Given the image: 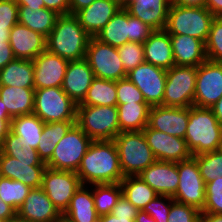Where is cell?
Listing matches in <instances>:
<instances>
[{"instance_id":"8fae6325","label":"cell","mask_w":222,"mask_h":222,"mask_svg":"<svg viewBox=\"0 0 222 222\" xmlns=\"http://www.w3.org/2000/svg\"><path fill=\"white\" fill-rule=\"evenodd\" d=\"M178 189L172 197L175 201L193 206L201 211L205 204V188L194 156L178 162Z\"/></svg>"},{"instance_id":"6125c7cd","label":"cell","mask_w":222,"mask_h":222,"mask_svg":"<svg viewBox=\"0 0 222 222\" xmlns=\"http://www.w3.org/2000/svg\"><path fill=\"white\" fill-rule=\"evenodd\" d=\"M211 110L222 125V97L212 106Z\"/></svg>"},{"instance_id":"ffe728a7","label":"cell","mask_w":222,"mask_h":222,"mask_svg":"<svg viewBox=\"0 0 222 222\" xmlns=\"http://www.w3.org/2000/svg\"><path fill=\"white\" fill-rule=\"evenodd\" d=\"M94 78L86 59L69 61L61 88L76 104H80L86 97Z\"/></svg>"},{"instance_id":"f907efd6","label":"cell","mask_w":222,"mask_h":222,"mask_svg":"<svg viewBox=\"0 0 222 222\" xmlns=\"http://www.w3.org/2000/svg\"><path fill=\"white\" fill-rule=\"evenodd\" d=\"M2 100L0 99V148L4 143L5 137L10 131V123L12 118L7 112V108L2 104Z\"/></svg>"},{"instance_id":"681fc988","label":"cell","mask_w":222,"mask_h":222,"mask_svg":"<svg viewBox=\"0 0 222 222\" xmlns=\"http://www.w3.org/2000/svg\"><path fill=\"white\" fill-rule=\"evenodd\" d=\"M138 209L134 207L124 195H121L117 204L111 210L113 216L136 217Z\"/></svg>"},{"instance_id":"f6af8a7d","label":"cell","mask_w":222,"mask_h":222,"mask_svg":"<svg viewBox=\"0 0 222 222\" xmlns=\"http://www.w3.org/2000/svg\"><path fill=\"white\" fill-rule=\"evenodd\" d=\"M117 105L127 103H147L143 94L127 77L116 81Z\"/></svg>"},{"instance_id":"9f6ffc18","label":"cell","mask_w":222,"mask_h":222,"mask_svg":"<svg viewBox=\"0 0 222 222\" xmlns=\"http://www.w3.org/2000/svg\"><path fill=\"white\" fill-rule=\"evenodd\" d=\"M95 0H70V14L74 15L77 11L90 6Z\"/></svg>"},{"instance_id":"4dcf8cb0","label":"cell","mask_w":222,"mask_h":222,"mask_svg":"<svg viewBox=\"0 0 222 222\" xmlns=\"http://www.w3.org/2000/svg\"><path fill=\"white\" fill-rule=\"evenodd\" d=\"M18 12V23L42 34L46 38L55 27L56 20L60 16L45 7L28 8L26 6H18Z\"/></svg>"},{"instance_id":"5bb4252c","label":"cell","mask_w":222,"mask_h":222,"mask_svg":"<svg viewBox=\"0 0 222 222\" xmlns=\"http://www.w3.org/2000/svg\"><path fill=\"white\" fill-rule=\"evenodd\" d=\"M222 97V63L206 60L197 69L193 106L212 108Z\"/></svg>"},{"instance_id":"94428289","label":"cell","mask_w":222,"mask_h":222,"mask_svg":"<svg viewBox=\"0 0 222 222\" xmlns=\"http://www.w3.org/2000/svg\"><path fill=\"white\" fill-rule=\"evenodd\" d=\"M199 222H222V214L201 212Z\"/></svg>"},{"instance_id":"680465c9","label":"cell","mask_w":222,"mask_h":222,"mask_svg":"<svg viewBox=\"0 0 222 222\" xmlns=\"http://www.w3.org/2000/svg\"><path fill=\"white\" fill-rule=\"evenodd\" d=\"M171 4L187 7H206V0H171Z\"/></svg>"},{"instance_id":"816d5d0a","label":"cell","mask_w":222,"mask_h":222,"mask_svg":"<svg viewBox=\"0 0 222 222\" xmlns=\"http://www.w3.org/2000/svg\"><path fill=\"white\" fill-rule=\"evenodd\" d=\"M44 7L59 15L70 14V0H43Z\"/></svg>"},{"instance_id":"277c9868","label":"cell","mask_w":222,"mask_h":222,"mask_svg":"<svg viewBox=\"0 0 222 222\" xmlns=\"http://www.w3.org/2000/svg\"><path fill=\"white\" fill-rule=\"evenodd\" d=\"M113 141L124 177L138 176L157 160L143 131L120 132Z\"/></svg>"},{"instance_id":"91938a15","label":"cell","mask_w":222,"mask_h":222,"mask_svg":"<svg viewBox=\"0 0 222 222\" xmlns=\"http://www.w3.org/2000/svg\"><path fill=\"white\" fill-rule=\"evenodd\" d=\"M18 6H26L28 8H44L43 0H14Z\"/></svg>"},{"instance_id":"4316f807","label":"cell","mask_w":222,"mask_h":222,"mask_svg":"<svg viewBox=\"0 0 222 222\" xmlns=\"http://www.w3.org/2000/svg\"><path fill=\"white\" fill-rule=\"evenodd\" d=\"M35 89L0 86V99L11 118L33 113Z\"/></svg>"},{"instance_id":"ab89813d","label":"cell","mask_w":222,"mask_h":222,"mask_svg":"<svg viewBox=\"0 0 222 222\" xmlns=\"http://www.w3.org/2000/svg\"><path fill=\"white\" fill-rule=\"evenodd\" d=\"M205 183L222 177V153L218 150L194 156Z\"/></svg>"},{"instance_id":"e575fe53","label":"cell","mask_w":222,"mask_h":222,"mask_svg":"<svg viewBox=\"0 0 222 222\" xmlns=\"http://www.w3.org/2000/svg\"><path fill=\"white\" fill-rule=\"evenodd\" d=\"M77 106H117L116 81L95 77L86 97Z\"/></svg>"},{"instance_id":"1f68e13d","label":"cell","mask_w":222,"mask_h":222,"mask_svg":"<svg viewBox=\"0 0 222 222\" xmlns=\"http://www.w3.org/2000/svg\"><path fill=\"white\" fill-rule=\"evenodd\" d=\"M150 108L148 103L117 105L120 132L142 131L148 125Z\"/></svg>"},{"instance_id":"8992f818","label":"cell","mask_w":222,"mask_h":222,"mask_svg":"<svg viewBox=\"0 0 222 222\" xmlns=\"http://www.w3.org/2000/svg\"><path fill=\"white\" fill-rule=\"evenodd\" d=\"M76 124L92 140H113L119 133L117 106H77Z\"/></svg>"},{"instance_id":"03108f58","label":"cell","mask_w":222,"mask_h":222,"mask_svg":"<svg viewBox=\"0 0 222 222\" xmlns=\"http://www.w3.org/2000/svg\"><path fill=\"white\" fill-rule=\"evenodd\" d=\"M53 222H73V221L70 220L68 217H66L64 214H61Z\"/></svg>"},{"instance_id":"6f0895ef","label":"cell","mask_w":222,"mask_h":222,"mask_svg":"<svg viewBox=\"0 0 222 222\" xmlns=\"http://www.w3.org/2000/svg\"><path fill=\"white\" fill-rule=\"evenodd\" d=\"M99 222H135V217L113 216L107 214L99 217Z\"/></svg>"},{"instance_id":"83f0119b","label":"cell","mask_w":222,"mask_h":222,"mask_svg":"<svg viewBox=\"0 0 222 222\" xmlns=\"http://www.w3.org/2000/svg\"><path fill=\"white\" fill-rule=\"evenodd\" d=\"M64 215L73 222H96L99 216L94 206L92 185H83L75 191Z\"/></svg>"},{"instance_id":"db71d44e","label":"cell","mask_w":222,"mask_h":222,"mask_svg":"<svg viewBox=\"0 0 222 222\" xmlns=\"http://www.w3.org/2000/svg\"><path fill=\"white\" fill-rule=\"evenodd\" d=\"M16 211L0 198V222H5L8 218L13 217Z\"/></svg>"},{"instance_id":"836d02e7","label":"cell","mask_w":222,"mask_h":222,"mask_svg":"<svg viewBox=\"0 0 222 222\" xmlns=\"http://www.w3.org/2000/svg\"><path fill=\"white\" fill-rule=\"evenodd\" d=\"M122 195L139 211L159 194L139 176H127L120 182Z\"/></svg>"},{"instance_id":"c3c4849f","label":"cell","mask_w":222,"mask_h":222,"mask_svg":"<svg viewBox=\"0 0 222 222\" xmlns=\"http://www.w3.org/2000/svg\"><path fill=\"white\" fill-rule=\"evenodd\" d=\"M154 31L149 25L140 19L130 15V42L144 43Z\"/></svg>"},{"instance_id":"b9f144b4","label":"cell","mask_w":222,"mask_h":222,"mask_svg":"<svg viewBox=\"0 0 222 222\" xmlns=\"http://www.w3.org/2000/svg\"><path fill=\"white\" fill-rule=\"evenodd\" d=\"M18 14L14 0H0V40H10V30L18 23Z\"/></svg>"},{"instance_id":"cb8c5ba5","label":"cell","mask_w":222,"mask_h":222,"mask_svg":"<svg viewBox=\"0 0 222 222\" xmlns=\"http://www.w3.org/2000/svg\"><path fill=\"white\" fill-rule=\"evenodd\" d=\"M16 213L31 222H53L61 215L41 187L32 188Z\"/></svg>"},{"instance_id":"3957f363","label":"cell","mask_w":222,"mask_h":222,"mask_svg":"<svg viewBox=\"0 0 222 222\" xmlns=\"http://www.w3.org/2000/svg\"><path fill=\"white\" fill-rule=\"evenodd\" d=\"M184 139L192 156L218 150L222 139V125L211 108L189 107Z\"/></svg>"},{"instance_id":"11a10c76","label":"cell","mask_w":222,"mask_h":222,"mask_svg":"<svg viewBox=\"0 0 222 222\" xmlns=\"http://www.w3.org/2000/svg\"><path fill=\"white\" fill-rule=\"evenodd\" d=\"M206 8L215 17H222V0H206Z\"/></svg>"},{"instance_id":"9a60e30c","label":"cell","mask_w":222,"mask_h":222,"mask_svg":"<svg viewBox=\"0 0 222 222\" xmlns=\"http://www.w3.org/2000/svg\"><path fill=\"white\" fill-rule=\"evenodd\" d=\"M142 131L157 160L178 163L192 156L184 138L163 133L149 125Z\"/></svg>"},{"instance_id":"60d3db41","label":"cell","mask_w":222,"mask_h":222,"mask_svg":"<svg viewBox=\"0 0 222 222\" xmlns=\"http://www.w3.org/2000/svg\"><path fill=\"white\" fill-rule=\"evenodd\" d=\"M205 49L208 60L222 63V17L212 21Z\"/></svg>"},{"instance_id":"4fadbf2b","label":"cell","mask_w":222,"mask_h":222,"mask_svg":"<svg viewBox=\"0 0 222 222\" xmlns=\"http://www.w3.org/2000/svg\"><path fill=\"white\" fill-rule=\"evenodd\" d=\"M166 71L144 61L127 73V78L139 89L151 107L159 106L163 103Z\"/></svg>"},{"instance_id":"ac0fdd59","label":"cell","mask_w":222,"mask_h":222,"mask_svg":"<svg viewBox=\"0 0 222 222\" xmlns=\"http://www.w3.org/2000/svg\"><path fill=\"white\" fill-rule=\"evenodd\" d=\"M138 176L159 195L173 197L178 189V163L156 160Z\"/></svg>"},{"instance_id":"f5cc1de1","label":"cell","mask_w":222,"mask_h":222,"mask_svg":"<svg viewBox=\"0 0 222 222\" xmlns=\"http://www.w3.org/2000/svg\"><path fill=\"white\" fill-rule=\"evenodd\" d=\"M15 56L9 40H0V69L4 68Z\"/></svg>"},{"instance_id":"a7ac6f4b","label":"cell","mask_w":222,"mask_h":222,"mask_svg":"<svg viewBox=\"0 0 222 222\" xmlns=\"http://www.w3.org/2000/svg\"><path fill=\"white\" fill-rule=\"evenodd\" d=\"M218 151H220V152L222 153V139H221V142H220V144H219Z\"/></svg>"},{"instance_id":"6da1fadb","label":"cell","mask_w":222,"mask_h":222,"mask_svg":"<svg viewBox=\"0 0 222 222\" xmlns=\"http://www.w3.org/2000/svg\"><path fill=\"white\" fill-rule=\"evenodd\" d=\"M83 185L120 183L124 178L113 140L92 141L76 171Z\"/></svg>"},{"instance_id":"8d00e7d4","label":"cell","mask_w":222,"mask_h":222,"mask_svg":"<svg viewBox=\"0 0 222 222\" xmlns=\"http://www.w3.org/2000/svg\"><path fill=\"white\" fill-rule=\"evenodd\" d=\"M94 206L99 217L111 213L122 195L120 183L93 184Z\"/></svg>"},{"instance_id":"44dd1931","label":"cell","mask_w":222,"mask_h":222,"mask_svg":"<svg viewBox=\"0 0 222 222\" xmlns=\"http://www.w3.org/2000/svg\"><path fill=\"white\" fill-rule=\"evenodd\" d=\"M9 43L15 58L34 60L46 50L47 39L42 34L17 23L10 30Z\"/></svg>"},{"instance_id":"f35d334b","label":"cell","mask_w":222,"mask_h":222,"mask_svg":"<svg viewBox=\"0 0 222 222\" xmlns=\"http://www.w3.org/2000/svg\"><path fill=\"white\" fill-rule=\"evenodd\" d=\"M31 190L32 188L30 186L20 181L5 177L0 178V198L16 212Z\"/></svg>"},{"instance_id":"7402d4cb","label":"cell","mask_w":222,"mask_h":222,"mask_svg":"<svg viewBox=\"0 0 222 222\" xmlns=\"http://www.w3.org/2000/svg\"><path fill=\"white\" fill-rule=\"evenodd\" d=\"M120 8L112 0H95L90 6L77 11L74 16L91 37H96Z\"/></svg>"},{"instance_id":"e7e4bbea","label":"cell","mask_w":222,"mask_h":222,"mask_svg":"<svg viewBox=\"0 0 222 222\" xmlns=\"http://www.w3.org/2000/svg\"><path fill=\"white\" fill-rule=\"evenodd\" d=\"M5 222H31V221H28L22 217H20L17 213L11 217V218H8Z\"/></svg>"},{"instance_id":"ba28073f","label":"cell","mask_w":222,"mask_h":222,"mask_svg":"<svg viewBox=\"0 0 222 222\" xmlns=\"http://www.w3.org/2000/svg\"><path fill=\"white\" fill-rule=\"evenodd\" d=\"M92 140L74 124L57 143L51 159L46 163L54 170L76 172Z\"/></svg>"},{"instance_id":"7bdbcfd3","label":"cell","mask_w":222,"mask_h":222,"mask_svg":"<svg viewBox=\"0 0 222 222\" xmlns=\"http://www.w3.org/2000/svg\"><path fill=\"white\" fill-rule=\"evenodd\" d=\"M121 62L126 73L145 61L143 44L139 42H127L117 48Z\"/></svg>"},{"instance_id":"30bf717a","label":"cell","mask_w":222,"mask_h":222,"mask_svg":"<svg viewBox=\"0 0 222 222\" xmlns=\"http://www.w3.org/2000/svg\"><path fill=\"white\" fill-rule=\"evenodd\" d=\"M85 59L96 78L118 81L127 77L117 48L101 42L96 37L90 38Z\"/></svg>"},{"instance_id":"f546056e","label":"cell","mask_w":222,"mask_h":222,"mask_svg":"<svg viewBox=\"0 0 222 222\" xmlns=\"http://www.w3.org/2000/svg\"><path fill=\"white\" fill-rule=\"evenodd\" d=\"M96 38L116 48L130 42V14L128 11L120 8Z\"/></svg>"},{"instance_id":"ee69618b","label":"cell","mask_w":222,"mask_h":222,"mask_svg":"<svg viewBox=\"0 0 222 222\" xmlns=\"http://www.w3.org/2000/svg\"><path fill=\"white\" fill-rule=\"evenodd\" d=\"M201 212L222 214V177L206 183L205 204Z\"/></svg>"},{"instance_id":"7dc6e473","label":"cell","mask_w":222,"mask_h":222,"mask_svg":"<svg viewBox=\"0 0 222 222\" xmlns=\"http://www.w3.org/2000/svg\"><path fill=\"white\" fill-rule=\"evenodd\" d=\"M173 200L170 196L158 195L142 211L149 214L156 222H167Z\"/></svg>"},{"instance_id":"f1b7e54d","label":"cell","mask_w":222,"mask_h":222,"mask_svg":"<svg viewBox=\"0 0 222 222\" xmlns=\"http://www.w3.org/2000/svg\"><path fill=\"white\" fill-rule=\"evenodd\" d=\"M0 86L34 89L33 60L15 58L0 69Z\"/></svg>"},{"instance_id":"52a82bcc","label":"cell","mask_w":222,"mask_h":222,"mask_svg":"<svg viewBox=\"0 0 222 222\" xmlns=\"http://www.w3.org/2000/svg\"><path fill=\"white\" fill-rule=\"evenodd\" d=\"M33 113L44 123L76 121L77 104L61 87L35 89Z\"/></svg>"},{"instance_id":"7a4b0ae2","label":"cell","mask_w":222,"mask_h":222,"mask_svg":"<svg viewBox=\"0 0 222 222\" xmlns=\"http://www.w3.org/2000/svg\"><path fill=\"white\" fill-rule=\"evenodd\" d=\"M91 36L72 15H60L47 39L46 49L68 61L85 59Z\"/></svg>"},{"instance_id":"484cf974","label":"cell","mask_w":222,"mask_h":222,"mask_svg":"<svg viewBox=\"0 0 222 222\" xmlns=\"http://www.w3.org/2000/svg\"><path fill=\"white\" fill-rule=\"evenodd\" d=\"M143 48L145 62L165 70L175 65L170 35L165 29L154 30Z\"/></svg>"},{"instance_id":"d6986e66","label":"cell","mask_w":222,"mask_h":222,"mask_svg":"<svg viewBox=\"0 0 222 222\" xmlns=\"http://www.w3.org/2000/svg\"><path fill=\"white\" fill-rule=\"evenodd\" d=\"M47 165L44 162H20L0 150L1 176L17 180L31 188L42 186L43 174Z\"/></svg>"},{"instance_id":"be15d7a7","label":"cell","mask_w":222,"mask_h":222,"mask_svg":"<svg viewBox=\"0 0 222 222\" xmlns=\"http://www.w3.org/2000/svg\"><path fill=\"white\" fill-rule=\"evenodd\" d=\"M135 222H156L149 214L143 211H138L135 217Z\"/></svg>"},{"instance_id":"003e7915","label":"cell","mask_w":222,"mask_h":222,"mask_svg":"<svg viewBox=\"0 0 222 222\" xmlns=\"http://www.w3.org/2000/svg\"><path fill=\"white\" fill-rule=\"evenodd\" d=\"M112 1L117 3L121 8H124L129 2V0H112Z\"/></svg>"},{"instance_id":"603a6c76","label":"cell","mask_w":222,"mask_h":222,"mask_svg":"<svg viewBox=\"0 0 222 222\" xmlns=\"http://www.w3.org/2000/svg\"><path fill=\"white\" fill-rule=\"evenodd\" d=\"M170 5L171 0H129L124 8L152 29L162 30L167 24Z\"/></svg>"},{"instance_id":"5b68a950","label":"cell","mask_w":222,"mask_h":222,"mask_svg":"<svg viewBox=\"0 0 222 222\" xmlns=\"http://www.w3.org/2000/svg\"><path fill=\"white\" fill-rule=\"evenodd\" d=\"M215 16L206 7L171 4L165 30L169 34L188 35L206 42Z\"/></svg>"},{"instance_id":"d590c367","label":"cell","mask_w":222,"mask_h":222,"mask_svg":"<svg viewBox=\"0 0 222 222\" xmlns=\"http://www.w3.org/2000/svg\"><path fill=\"white\" fill-rule=\"evenodd\" d=\"M44 124L45 123L34 113L21 115L12 118L10 131L19 136V140L37 149Z\"/></svg>"},{"instance_id":"d4e9b609","label":"cell","mask_w":222,"mask_h":222,"mask_svg":"<svg viewBox=\"0 0 222 222\" xmlns=\"http://www.w3.org/2000/svg\"><path fill=\"white\" fill-rule=\"evenodd\" d=\"M176 66L198 67L207 60L205 42L180 34H169Z\"/></svg>"},{"instance_id":"bcb514c9","label":"cell","mask_w":222,"mask_h":222,"mask_svg":"<svg viewBox=\"0 0 222 222\" xmlns=\"http://www.w3.org/2000/svg\"><path fill=\"white\" fill-rule=\"evenodd\" d=\"M200 214L197 208L173 200L167 222H199Z\"/></svg>"},{"instance_id":"2e32d148","label":"cell","mask_w":222,"mask_h":222,"mask_svg":"<svg viewBox=\"0 0 222 222\" xmlns=\"http://www.w3.org/2000/svg\"><path fill=\"white\" fill-rule=\"evenodd\" d=\"M69 61L47 49L33 60L34 89L62 87Z\"/></svg>"},{"instance_id":"74e56055","label":"cell","mask_w":222,"mask_h":222,"mask_svg":"<svg viewBox=\"0 0 222 222\" xmlns=\"http://www.w3.org/2000/svg\"><path fill=\"white\" fill-rule=\"evenodd\" d=\"M0 150L4 154L18 159L20 162H43L39 158L36 149L32 148L26 142L19 140V136L11 131H9L5 137L4 143Z\"/></svg>"},{"instance_id":"d6a6232c","label":"cell","mask_w":222,"mask_h":222,"mask_svg":"<svg viewBox=\"0 0 222 222\" xmlns=\"http://www.w3.org/2000/svg\"><path fill=\"white\" fill-rule=\"evenodd\" d=\"M76 124V121L45 123L37 145L39 158L46 164L53 155L57 143Z\"/></svg>"},{"instance_id":"7c38bea8","label":"cell","mask_w":222,"mask_h":222,"mask_svg":"<svg viewBox=\"0 0 222 222\" xmlns=\"http://www.w3.org/2000/svg\"><path fill=\"white\" fill-rule=\"evenodd\" d=\"M80 185L81 182L76 172L54 170L47 167L43 174L41 188L58 211L64 214Z\"/></svg>"},{"instance_id":"e0dca14e","label":"cell","mask_w":222,"mask_h":222,"mask_svg":"<svg viewBox=\"0 0 222 222\" xmlns=\"http://www.w3.org/2000/svg\"><path fill=\"white\" fill-rule=\"evenodd\" d=\"M189 120V107L153 106L149 111L148 125L163 133L184 138Z\"/></svg>"},{"instance_id":"9c48e42d","label":"cell","mask_w":222,"mask_h":222,"mask_svg":"<svg viewBox=\"0 0 222 222\" xmlns=\"http://www.w3.org/2000/svg\"><path fill=\"white\" fill-rule=\"evenodd\" d=\"M198 67L172 66L166 71L162 106L185 108L193 106Z\"/></svg>"}]
</instances>
